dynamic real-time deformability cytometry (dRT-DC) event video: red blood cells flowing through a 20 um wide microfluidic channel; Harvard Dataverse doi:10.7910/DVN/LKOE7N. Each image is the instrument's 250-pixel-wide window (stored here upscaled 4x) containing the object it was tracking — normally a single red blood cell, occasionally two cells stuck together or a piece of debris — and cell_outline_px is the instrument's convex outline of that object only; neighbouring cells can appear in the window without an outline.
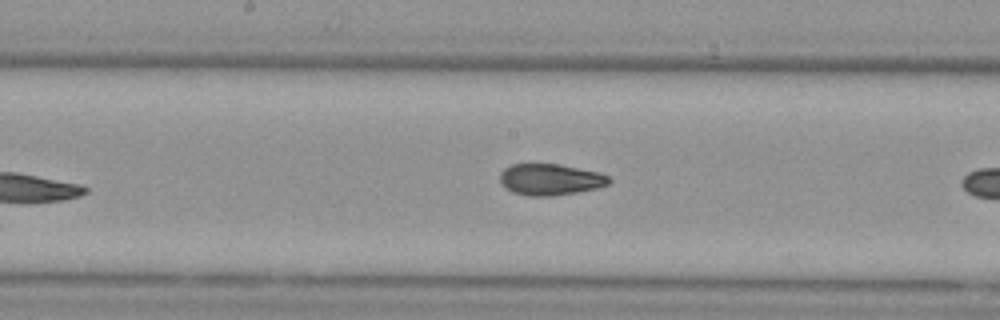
{"species": "Egyptian fruit bat (a non-hibernating species)", "species_latin": "Rousettus aegyptiacus", "temperature_condition": "cold", "stored_images_in_passage": 6, "camera_frame_rate_fps": 3000, "um_per_image_px": 0.085, "animal": {"sex": "female"}, "frame": {"image": 1, "passage_image": 5, "time_ms": 4.667, "image_size_px": [1000, 320], "cell_outline_px": [[612, 180], [608, 184], [596, 188], [576, 192], [552, 196], [528, 196], [512, 192], [504, 188], [500, 184], [500, 172], [504, 168], [512, 164], [560, 164], [600, 172], [608, 176]], "centroid_in_image_um": [46.74, 15.25], "position_along_channel_um": 201.5, "area_um2": 20.11}}